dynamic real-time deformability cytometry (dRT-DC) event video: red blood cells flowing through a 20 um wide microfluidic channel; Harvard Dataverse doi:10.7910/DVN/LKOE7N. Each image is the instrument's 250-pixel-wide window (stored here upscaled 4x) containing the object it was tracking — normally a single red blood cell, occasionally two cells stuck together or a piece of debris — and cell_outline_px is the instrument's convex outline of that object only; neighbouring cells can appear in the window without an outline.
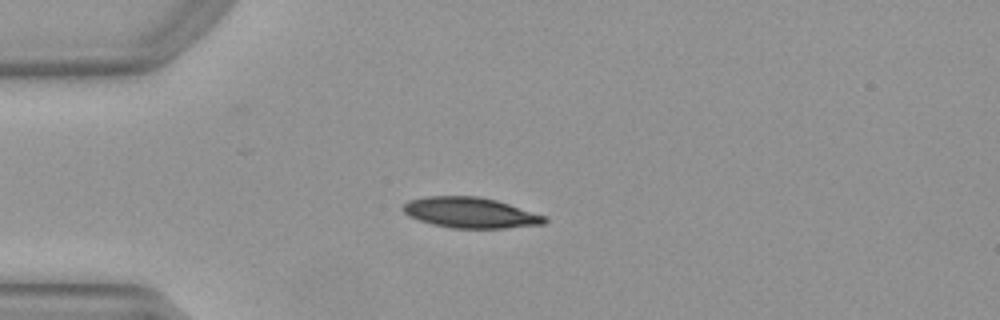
{"species": "Egyptian fruit bat (a non-hibernating species)", "species_latin": "Rousettus aegyptiacus", "temperature_condition": "warm", "stored_images_in_passage": 40, "camera_frame_rate_fps": 3000, "um_per_image_px": 0.085, "animal": {"sex": "female"}, "frame": {"image": 1, "passage_image": 1, "time_ms": 0.0, "image_size_px": [1000, 320], "cell_outline_px": [[548, 220], [544, 224], [504, 228], [452, 228], [432, 224], [408, 216], [400, 208], [408, 200], [428, 196], [480, 196], [496, 200], [548, 216]], "centroid_in_image_um": [39.99, 18.07], "position_along_channel_um": 45.0, "area_um2": 25.37}}
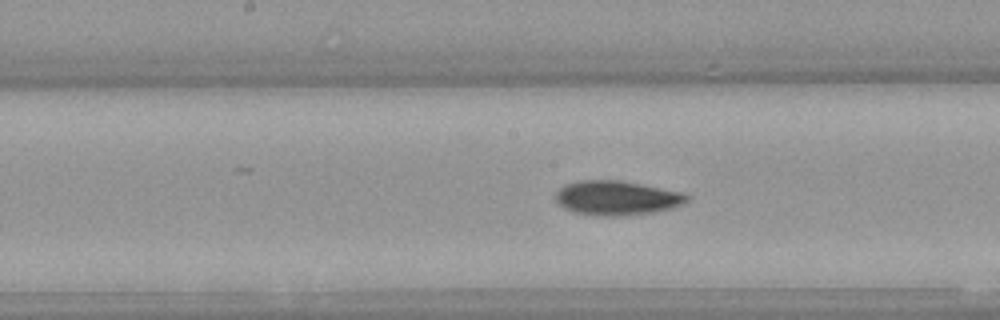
{"frame": {"image": 2, "passage_image": 14, "time_ms": 4.333, "image_size_px": [1000, 320], "cell_outline_px": [[688, 200], [672, 208], [656, 212], [616, 216], [592, 216], [572, 212], [564, 208], [556, 200], [556, 192], [560, 188], [568, 184], [580, 180], [620, 180], [684, 192], [688, 196]], "centroid_in_image_um": [52.42, 16.83], "position_along_channel_um": 195.8, "area_um2": 26.36}}
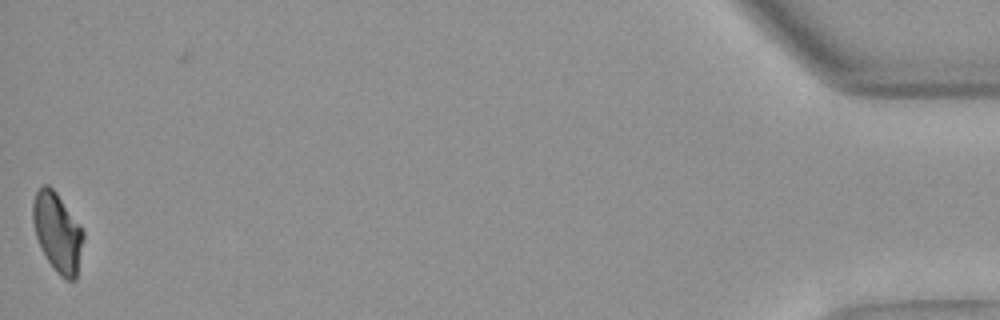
{"frame": {"image": 3, "passage_image": 39, "time_ms": 12.667, "image_size_px": [1000, 320], "cell_outline_px": [[84, 240], [76, 280], [68, 280], [60, 276], [56, 272], [48, 260], [36, 236], [32, 220], [32, 204], [36, 192], [44, 184], [48, 184], [56, 192], [80, 224], [84, 232]], "centroid_in_image_um": [4.9, 19.75], "position_along_channel_um": 430.3, "area_um2": 23.24}, "authors_computed_cell_mechanics": {"area_um2": 25.5187, "velocity_mm_per_s": 3.9801, "shape_relaxation_time_tau1_ms": 6.1915, "shape_relaxation_time_tau2_ms": 5.0971, "deformation_change_tau1": 0.1834, "deformation_change_tau2": 0.1042}}